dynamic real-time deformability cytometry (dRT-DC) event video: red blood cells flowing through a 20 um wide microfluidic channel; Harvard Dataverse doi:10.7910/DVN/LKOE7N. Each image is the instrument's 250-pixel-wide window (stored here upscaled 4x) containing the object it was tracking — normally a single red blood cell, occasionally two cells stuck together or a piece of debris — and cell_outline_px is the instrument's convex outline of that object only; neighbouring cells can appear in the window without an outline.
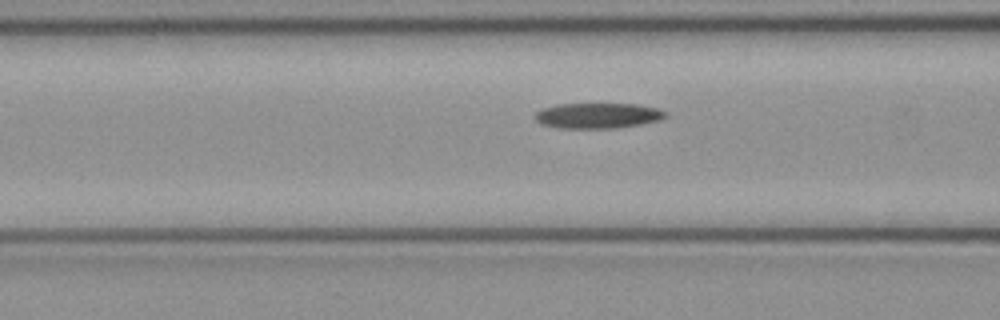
{"species": "common noctule bat (a hibernating species)", "species_latin": "Nyctalus noctula", "temperature_condition": "cold", "stored_images_in_passage": 4, "camera_frame_rate_fps": 3000, "um_per_image_px": 0.085, "animal": {"sex": "female", "body_mass_g": 21.9}, "frame": {"image": 1, "passage_image": 4, "time_ms": 1.0, "image_size_px": [1000, 320], "cell_outline_px": [[668, 116], [660, 120], [640, 124], [616, 128], [556, 128], [540, 124], [536, 120], [536, 112], [544, 108], [556, 104], [636, 104], [656, 108], [668, 112]], "centroid_in_image_um": [50.82, 9.83], "position_along_channel_um": 115.8, "area_um2": 19.36}}